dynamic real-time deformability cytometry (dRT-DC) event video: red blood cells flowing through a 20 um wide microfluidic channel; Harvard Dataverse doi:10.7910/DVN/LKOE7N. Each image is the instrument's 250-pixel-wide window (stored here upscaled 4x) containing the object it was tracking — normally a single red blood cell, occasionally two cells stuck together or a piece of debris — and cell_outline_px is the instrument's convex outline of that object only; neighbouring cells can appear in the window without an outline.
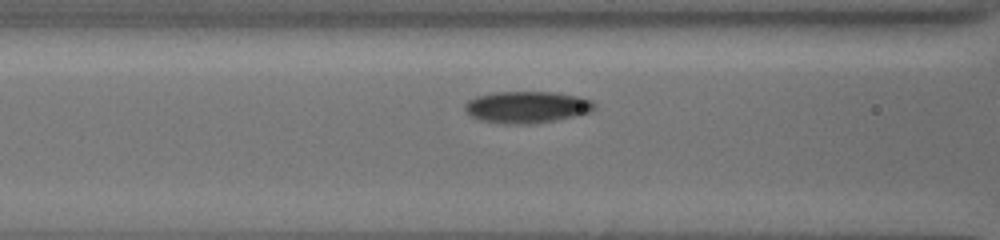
{"species": "common noctule bat (a hibernating species)", "species_latin": "Nyctalus noctula", "temperature_condition": "cold", "stored_images_in_passage": 18, "camera_frame_rate_fps": 3000, "um_per_image_px": 0.085, "animal": {"sex": "female", "body_mass_g": 19.5, "forearm_length_mm": 54.1}, "frame": {"image": 1, "passage_image": 16, "time_ms": 2.667, "image_size_px": [1000, 240], "cell_outline_px": [[596, 108], [588, 112], [556, 120], [536, 124], [504, 124], [480, 120], [472, 116], [464, 108], [464, 104], [468, 100], [476, 96], [496, 92], [556, 92], [580, 96], [592, 100], [596, 104]], "centroid_in_image_um": [44.8, 9.1], "position_along_channel_um": 121.8, "area_um2": 24.1}}